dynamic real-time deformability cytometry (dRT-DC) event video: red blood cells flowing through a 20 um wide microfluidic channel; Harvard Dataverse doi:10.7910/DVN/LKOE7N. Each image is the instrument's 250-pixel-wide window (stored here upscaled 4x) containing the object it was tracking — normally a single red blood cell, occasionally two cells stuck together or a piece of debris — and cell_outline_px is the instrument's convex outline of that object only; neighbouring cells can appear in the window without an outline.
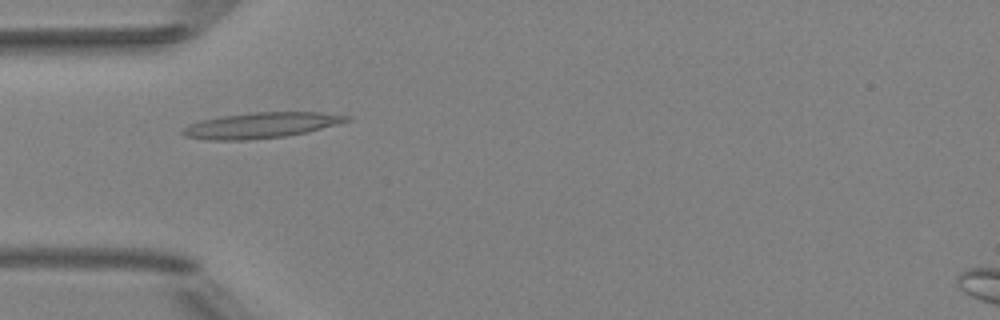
{"species": "Egyptian fruit bat (a non-hibernating species)", "species_latin": "Rousettus aegyptiacus", "temperature_condition": "room temperature", "stored_images_in_passage": 33, "camera_frame_rate_fps": 3000, "um_per_image_px": 0.085, "animal": {"sex": "female"}, "frame": {"image": 1, "passage_image": 1, "time_ms": 0.0, "image_size_px": [1000, 320], "cell_outline_px": [[352, 120], [308, 132], [284, 136], [248, 140], [212, 140], [184, 136], [180, 132], [188, 124], [200, 120], [220, 116], [252, 112], [320, 112], [348, 116]], "centroid_in_image_um": [22.16, 10.65], "position_along_channel_um": 62.8, "area_um2": 24.51}}
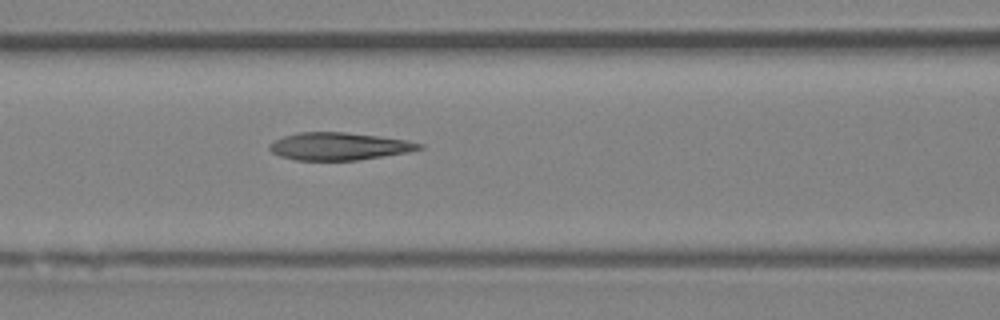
{"frame": {"image": 2, "passage_image": 6, "time_ms": 1.667, "image_size_px": [1000, 320], "cell_outline_px": [[424, 148], [408, 152], [356, 160], [296, 160], [280, 156], [272, 152], [268, 148], [268, 144], [284, 136], [296, 132], [344, 132], [380, 136], [408, 140], [424, 144]], "centroid_in_image_um": [28.83, 12.43], "position_along_channel_um": 137.8, "area_um2": 24.04}}
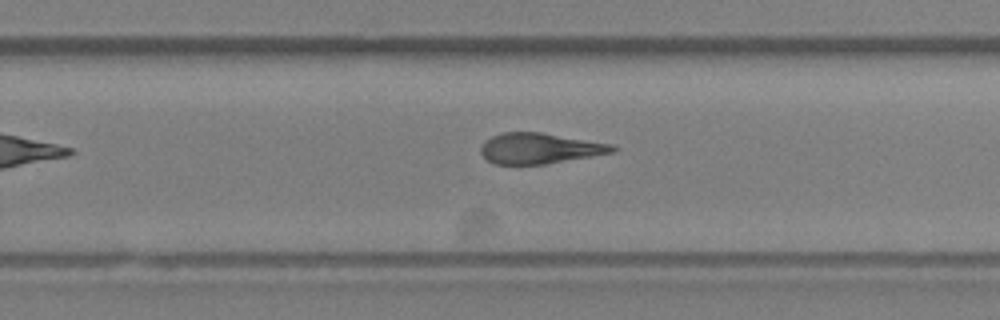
{"frame": {"image": 3, "passage_image": 17, "time_ms": 5.333, "image_size_px": [1000, 320], "cell_outline_px": [[620, 148], [616, 152], [544, 164], [492, 164], [480, 152], [480, 148], [484, 140], [492, 136], [504, 132], [540, 132], [612, 144]], "centroid_in_image_um": [45.88, 12.61], "position_along_channel_um": 283.9, "area_um2": 23.52}, "authors_computed_cell_mechanics": {"area_um2": 23.7558, "velocity_mm_per_s": 3.9903, "shape_relaxation_time_tau1_ms": 3.9929, "shape_relaxation_time_tau2_ms": 1.8508, "deformation_change_tau1": 0.1982, "deformation_change_tau2": 0.121}}